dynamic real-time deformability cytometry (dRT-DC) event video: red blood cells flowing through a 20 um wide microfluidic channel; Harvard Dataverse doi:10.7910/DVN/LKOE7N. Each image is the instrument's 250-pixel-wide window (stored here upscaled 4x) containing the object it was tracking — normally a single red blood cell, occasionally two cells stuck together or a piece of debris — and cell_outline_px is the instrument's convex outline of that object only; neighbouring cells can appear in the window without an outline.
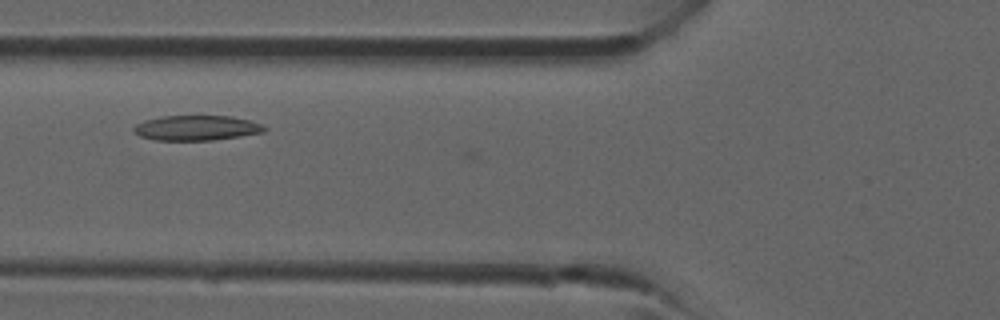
{"species": "common noctule bat (a hibernating species)", "species_latin": "Nyctalus noctula", "temperature_condition": "room temperature", "stored_images_in_passage": 27, "camera_frame_rate_fps": 3000, "um_per_image_px": 0.085, "animal": {"sex": "male", "forearm_length_mm": 52.5}, "frame": {"image": 1, "passage_image": 3, "time_ms": 0.667, "image_size_px": [1000, 320], "cell_outline_px": [[268, 128], [264, 132], [212, 140], [156, 140], [140, 136], [132, 128], [136, 124], [144, 120], [160, 116], [232, 116], [248, 120], [260, 124]], "centroid_in_image_um": [16.68, 10.86], "position_along_channel_um": 109.1, "area_um2": 18.9}}
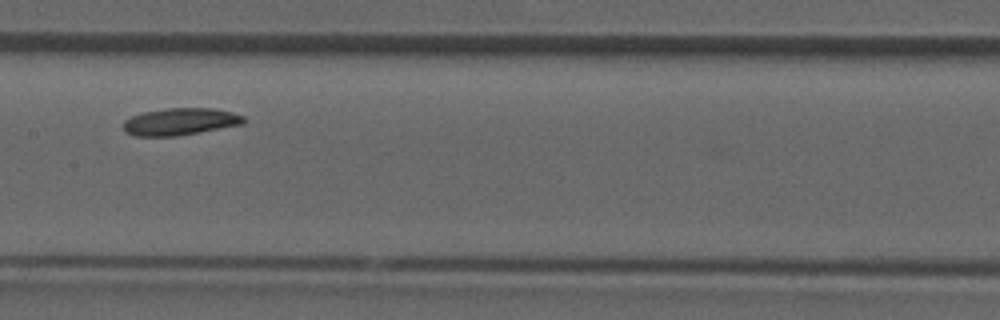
{"frame": {"image": 2, "passage_image": 8, "time_ms": 2.333, "image_size_px": [1000, 320], "cell_outline_px": [[248, 120], [244, 124], [200, 132], [176, 136], [136, 136], [124, 132], [124, 120], [132, 116], [144, 112], [168, 108], [212, 108], [232, 112], [244, 116]], "centroid_in_image_um": [15.35, 10.34], "position_along_channel_um": 192.0, "area_um2": 19.07}}
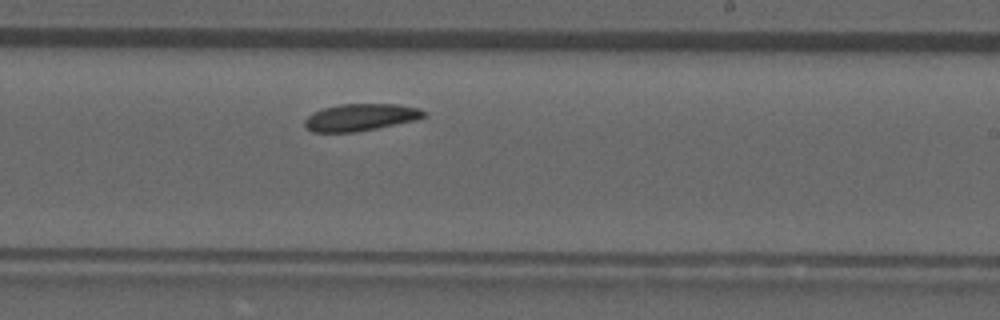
{"frame": {"image": 3, "passage_image": 12, "time_ms": 3.667, "image_size_px": [1000, 320], "cell_outline_px": [[428, 112], [424, 116], [416, 120], [356, 132], [312, 132], [304, 124], [304, 120], [312, 112], [324, 108], [340, 104], [396, 104], [420, 108]], "centroid_in_image_um": [30.65, 9.96], "position_along_channel_um": 258.3, "area_um2": 18.79}}